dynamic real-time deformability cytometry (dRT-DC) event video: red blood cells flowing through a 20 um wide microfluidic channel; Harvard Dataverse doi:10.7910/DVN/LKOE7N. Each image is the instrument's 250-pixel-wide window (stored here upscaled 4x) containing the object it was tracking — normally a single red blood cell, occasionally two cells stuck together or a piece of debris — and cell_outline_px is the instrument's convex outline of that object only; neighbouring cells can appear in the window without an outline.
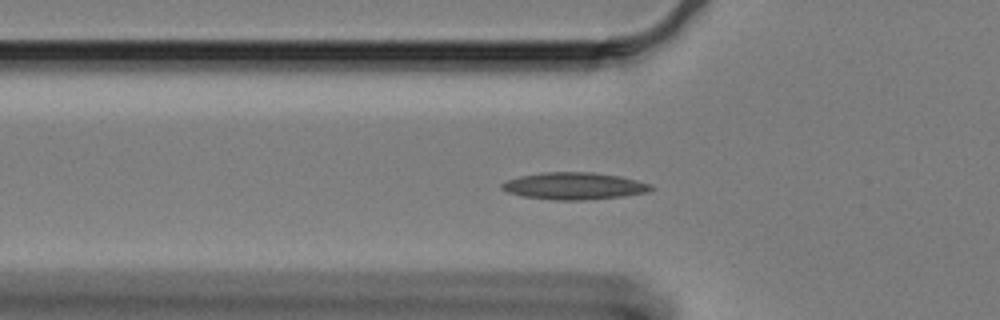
{"species": "Egyptian fruit bat (a non-hibernating species)", "species_latin": "Rousettus aegyptiacus", "temperature_condition": "cold", "stored_images_in_passage": 29, "camera_frame_rate_fps": 3000, "um_per_image_px": 0.085, "animal": {"sex": "female"}, "frame": {"image": 1, "passage_image": 2, "time_ms": 0.333, "image_size_px": [1000, 320], "cell_outline_px": [[656, 188], [648, 192], [624, 196], [584, 200], [556, 200], [524, 196], [508, 192], [500, 188], [500, 184], [504, 180], [520, 176], [544, 172], [592, 172], [620, 176], [652, 184]], "centroid_in_image_um": [48.82, 15.8], "position_along_channel_um": 77.0, "area_um2": 23.64}}
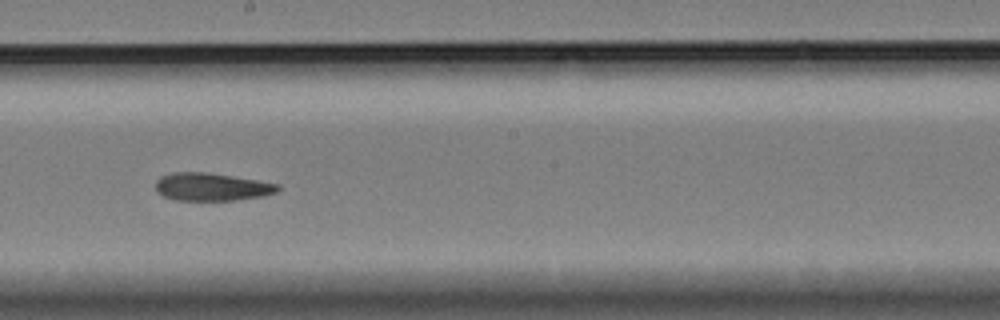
{"frame": {"image": 2, "passage_image": 16, "time_ms": 5.0, "image_size_px": [1000, 320], "cell_outline_px": [[280, 188], [276, 192], [264, 196], [236, 200], [176, 200], [164, 196], [156, 192], [156, 180], [160, 176], [172, 172], [208, 172], [280, 184]], "centroid_in_image_um": [17.98, 15.88], "position_along_channel_um": 230.2, "area_um2": 19.88}}
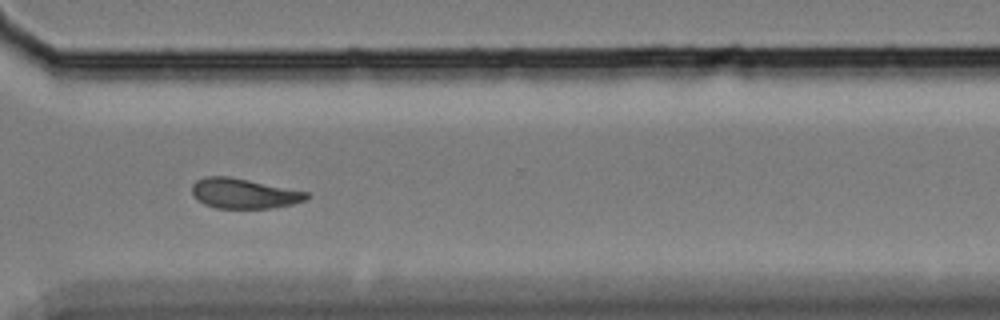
{"frame": {"image": 3, "passage_image": 27, "time_ms": 8.667, "image_size_px": [1000, 320], "cell_outline_px": [[312, 196], [304, 200], [292, 204], [272, 208], [216, 208], [204, 204], [196, 200], [192, 192], [192, 184], [196, 180], [204, 176], [228, 176], [308, 192]], "centroid_in_image_um": [20.7, 16.44], "position_along_channel_um": 349.9, "area_um2": 20.06}, "authors_computed_cell_mechanics": {"area_um2": 20.4612, "velocity_mm_per_s": 3.266, "shape_relaxation_time_tau1_ms": null, "shape_relaxation_time_tau2_ms": 3.6159, "deformation_change_tau1": null, "deformation_change_tau2": 0.0955}}